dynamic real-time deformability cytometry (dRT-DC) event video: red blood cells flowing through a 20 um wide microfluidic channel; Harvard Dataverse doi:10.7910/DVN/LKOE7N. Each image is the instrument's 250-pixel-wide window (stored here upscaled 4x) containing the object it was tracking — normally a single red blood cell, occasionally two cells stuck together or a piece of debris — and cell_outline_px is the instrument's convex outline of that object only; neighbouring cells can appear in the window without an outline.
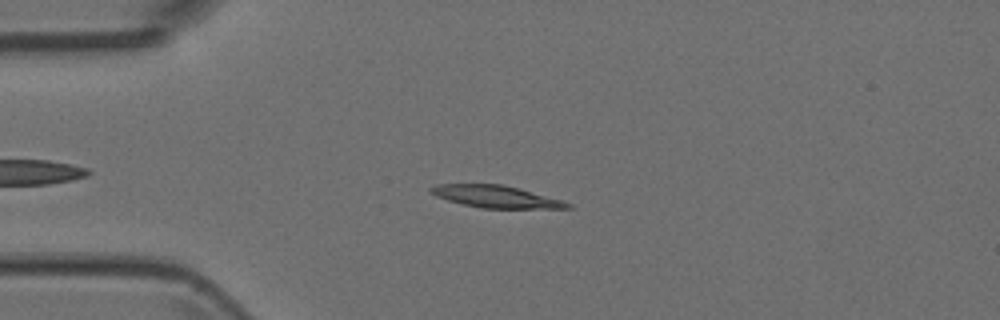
{"species": "Egyptian fruit bat (a non-hibernating species)", "species_latin": "Rousettus aegyptiacus", "temperature_condition": "room temperature", "stored_images_in_passage": 48, "camera_frame_rate_fps": 3000, "um_per_image_px": 0.085, "animal": {"sex": "female"}, "frame": {"image": 1, "passage_image": 9, "time_ms": 2.667, "image_size_px": [1000, 320], "cell_outline_px": [[572, 208], [480, 208], [448, 200], [436, 196], [428, 188], [436, 184], [504, 184], [520, 188], [564, 200], [572, 204]], "centroid_in_image_um": [42.2, 16.7], "position_along_channel_um": 42.8, "area_um2": 17.69}}
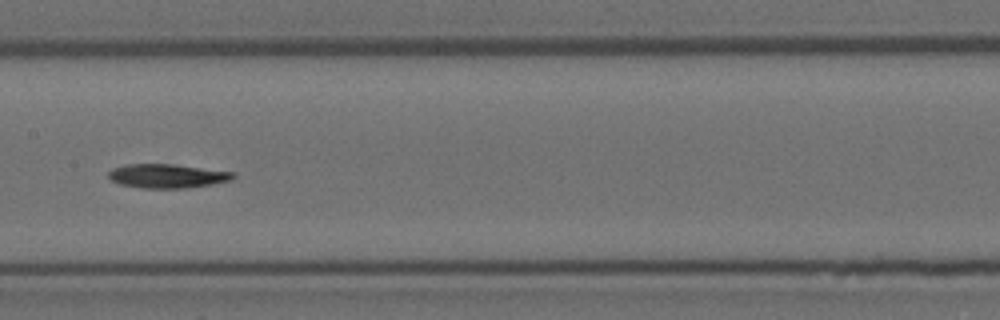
{"frame": {"image": 2, "passage_image": 22, "time_ms": 7.0, "image_size_px": [1000, 320], "cell_outline_px": [[236, 176], [228, 180], [212, 184], [188, 188], [144, 188], [120, 184], [112, 180], [108, 176], [108, 172], [112, 168], [124, 164], [172, 164], [236, 172]], "centroid_in_image_um": [14.2, 14.95], "position_along_channel_um": 193.2, "area_um2": 17.4}}
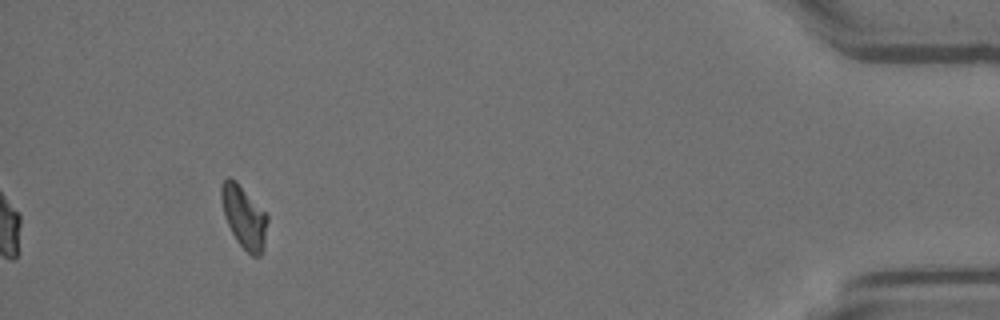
{"frame": {"image": 3, "passage_image": 44, "time_ms": 14.333, "image_size_px": [1000, 320], "cell_outline_px": [[268, 220], [264, 252], [260, 256], [252, 256], [236, 240], [224, 216], [220, 196], [220, 184], [228, 176], [236, 180], [268, 216]], "centroid_in_image_um": [20.74, 18.44], "position_along_channel_um": 414.5, "area_um2": 16.88}}